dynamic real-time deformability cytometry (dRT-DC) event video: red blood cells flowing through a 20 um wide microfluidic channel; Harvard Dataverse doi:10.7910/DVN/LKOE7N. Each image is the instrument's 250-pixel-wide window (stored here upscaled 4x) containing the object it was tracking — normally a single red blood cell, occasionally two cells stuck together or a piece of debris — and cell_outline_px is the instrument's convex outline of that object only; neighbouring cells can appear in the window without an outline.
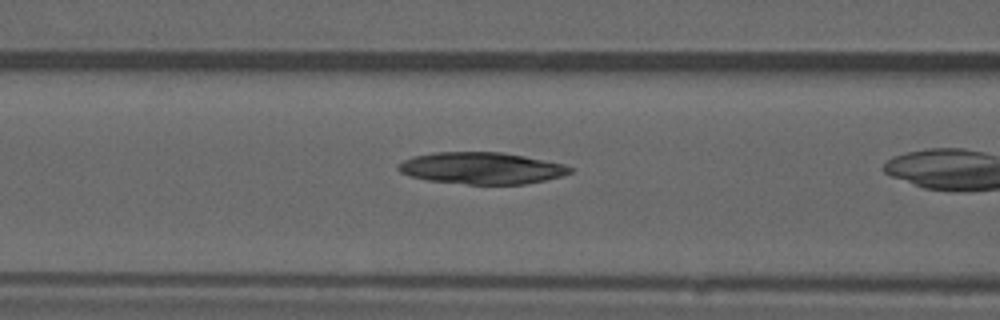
{"species": "common noctule bat (a hibernating species)", "species_latin": "Nyctalus noctula", "temperature_condition": "warm", "stored_images_in_passage": 18, "camera_frame_rate_fps": 3000, "um_per_image_px": 0.085, "animal": {"sex": "male", "forearm_length_mm": 52.5}, "frame": {"image": 1, "passage_image": 16, "time_ms": 5.0, "image_size_px": [1000, 320], "cell_outline_px": [[576, 168], [572, 172], [560, 176], [544, 180], [524, 184], [468, 184], [428, 180], [412, 176], [400, 172], [396, 168], [396, 164], [412, 156], [436, 152], [504, 152], [564, 164]], "centroid_in_image_um": [40.93, 14.28], "position_along_channel_um": 125.7, "area_um2": 31.73}}